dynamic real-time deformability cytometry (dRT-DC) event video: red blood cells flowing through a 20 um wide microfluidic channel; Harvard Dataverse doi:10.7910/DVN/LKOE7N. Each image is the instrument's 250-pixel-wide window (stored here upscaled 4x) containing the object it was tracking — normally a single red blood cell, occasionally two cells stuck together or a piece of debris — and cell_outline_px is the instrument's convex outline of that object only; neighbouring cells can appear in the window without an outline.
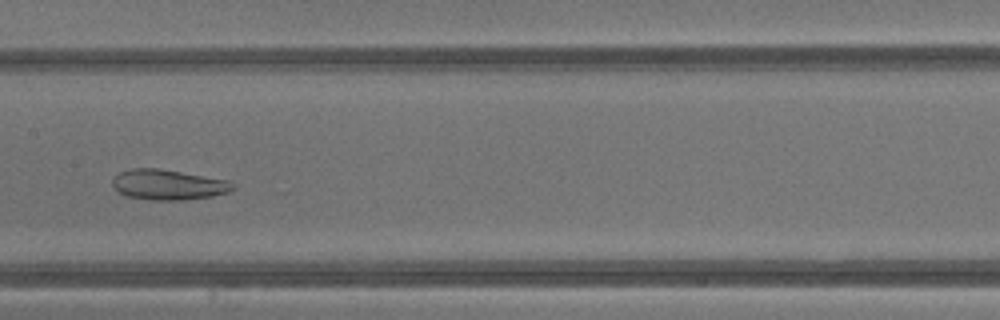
{"species": "common noctule bat (a hibernating species)", "species_latin": "Nyctalus noctula", "temperature_condition": "warm", "stored_images_in_passage": 42, "camera_frame_rate_fps": 3000, "um_per_image_px": 0.085, "animal": {"sex": "male", "body_mass_g": 13.3}, "frame": {"image": 1, "passage_image": 21, "time_ms": 6.667, "image_size_px": [1000, 320], "cell_outline_px": [[236, 188], [228, 192], [212, 196], [184, 200], [152, 200], [124, 196], [112, 184], [112, 180], [120, 172], [132, 168], [156, 168], [232, 180], [236, 184]], "centroid_in_image_um": [14.36, 15.7], "position_along_channel_um": 193.0, "area_um2": 21.39}}
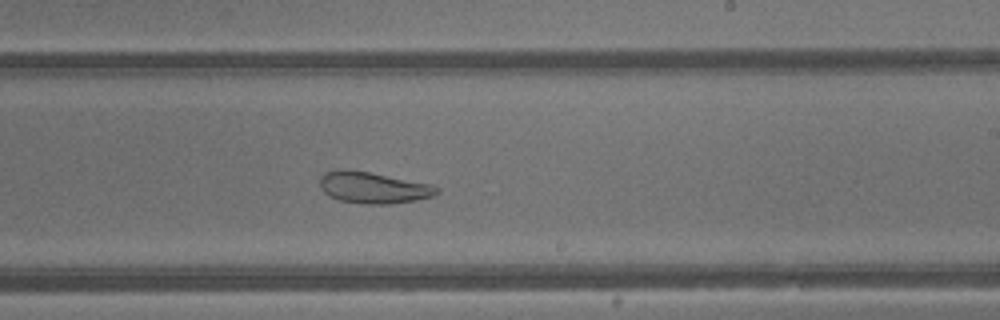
{"frame": {"image": 2, "passage_image": 25, "time_ms": 8.0, "image_size_px": [1000, 320], "cell_outline_px": [[440, 192], [432, 196], [416, 200], [392, 204], [364, 204], [340, 200], [324, 192], [320, 188], [320, 176], [324, 172], [340, 168], [344, 168], [368, 172], [432, 184], [440, 188]], "centroid_in_image_um": [31.73, 15.94], "position_along_channel_um": 257.3, "area_um2": 21.5}}
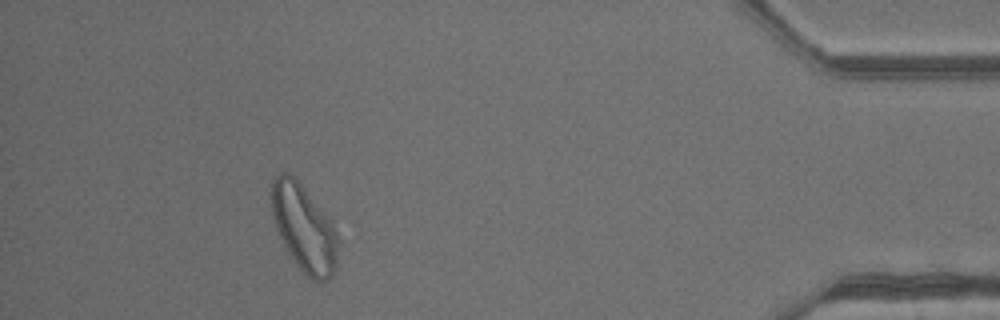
{"frame": {"image": 3, "passage_image": 38, "time_ms": 12.333, "image_size_px": [1000, 320], "cell_outline_px": [[336, 252], [332, 276], [328, 280], [312, 280], [288, 256], [276, 228], [272, 216], [268, 192], [272, 180], [280, 172], [284, 172], [292, 176], [300, 184], [332, 220], [336, 236]], "centroid_in_image_um": [25.76, 19.34], "position_along_channel_um": 409.4, "area_um2": 33.52}}